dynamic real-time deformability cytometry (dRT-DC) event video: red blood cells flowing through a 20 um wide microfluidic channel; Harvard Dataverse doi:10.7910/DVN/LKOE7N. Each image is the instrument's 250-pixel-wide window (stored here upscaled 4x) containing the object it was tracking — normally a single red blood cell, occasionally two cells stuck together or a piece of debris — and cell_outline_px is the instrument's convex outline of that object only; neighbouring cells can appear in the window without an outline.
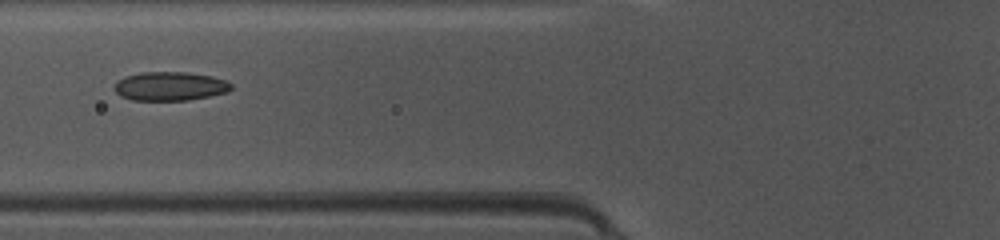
{"species": "common noctule bat (a hibernating species)", "species_latin": "Nyctalus noctula", "temperature_condition": "warm", "stored_images_in_passage": 48, "camera_frame_rate_fps": 3000, "um_per_image_px": 0.085, "animal": {"sex": "female", "body_mass_g": 10.0, "forearm_length_mm": 53.1}, "frame": {"image": 1, "passage_image": 19, "time_ms": 6.0, "image_size_px": [1000, 240], "cell_outline_px": [[232, 88], [228, 92], [188, 100], [132, 100], [120, 96], [112, 88], [116, 80], [124, 76], [144, 72], [188, 72], [212, 76], [228, 80], [232, 84]], "centroid_in_image_um": [14.44, 7.32], "position_along_channel_um": 111.4, "area_um2": 19.88}}
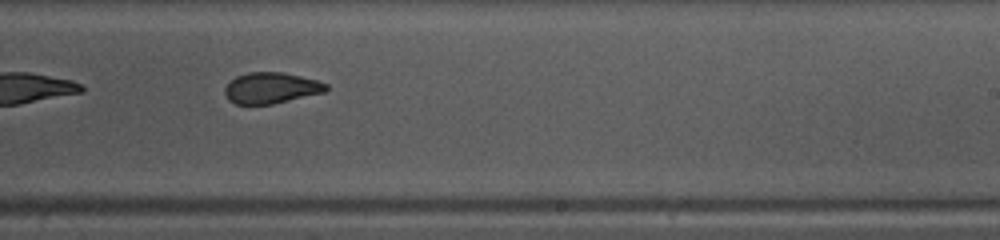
{"frame": {"image": 2, "passage_image": 30, "time_ms": 9.667, "image_size_px": [1000, 240], "cell_outline_px": [[328, 88], [324, 92], [272, 104], [236, 104], [228, 100], [224, 92], [224, 88], [236, 76], [248, 72], [284, 72], [316, 80], [328, 84]], "centroid_in_image_um": [23.03, 7.47], "position_along_channel_um": 266.0, "area_um2": 18.21}}
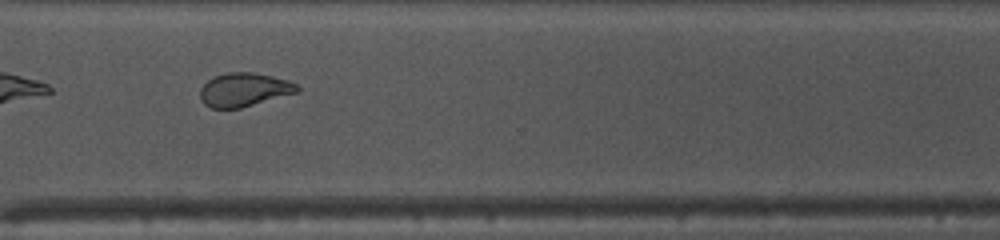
{"frame": {"image": 3, "passage_image": 36, "time_ms": 11.667, "image_size_px": [1000, 240], "cell_outline_px": [[300, 92], [240, 108], [212, 108], [204, 104], [200, 96], [200, 88], [208, 80], [216, 76], [228, 72], [252, 72], [272, 76], [288, 80], [296, 84], [300, 88]], "centroid_in_image_um": [20.77, 7.62], "position_along_channel_um": 349.8, "area_um2": 19.02}, "authors_computed_cell_mechanics": {"area_um2": 20.3456, "velocity_mm_per_s": 4.207, "shape_relaxation_time_tau1_ms": 11.0648, "shape_relaxation_time_tau2_ms": 1.7042, "deformation_change_tau1": 0.2596, "deformation_change_tau2": 0.0561}}